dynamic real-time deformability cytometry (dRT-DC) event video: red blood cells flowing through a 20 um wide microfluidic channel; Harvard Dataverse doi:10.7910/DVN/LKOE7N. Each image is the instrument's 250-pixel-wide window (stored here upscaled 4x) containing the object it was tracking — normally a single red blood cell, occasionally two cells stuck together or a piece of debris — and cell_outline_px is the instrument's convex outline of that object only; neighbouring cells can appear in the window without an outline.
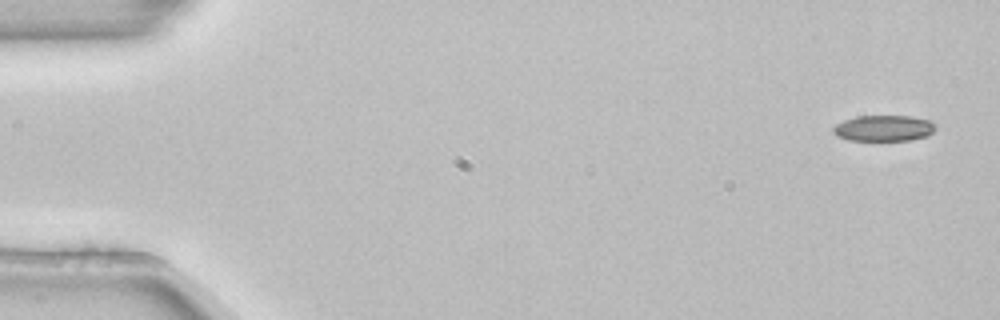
{"species": "common noctule bat (a hibernating species)", "species_latin": "Nyctalus noctula", "temperature_condition": "room temperature", "stored_images_in_passage": 4, "camera_frame_rate_fps": 3000, "um_per_image_px": 0.085, "animal": {"sex": "female", "body_mass_g": 22.7, "forearm_length_mm": 54.2}, "frame": {"image": 1, "passage_image": 1, "time_ms": 0.0, "image_size_px": [1000, 320], "cell_outline_px": [[936, 128], [928, 136], [912, 140], [848, 140], [836, 136], [832, 132], [832, 128], [836, 124], [844, 120], [856, 116], [912, 116], [928, 120], [936, 124]], "centroid_in_image_um": [75.11, 10.9], "position_along_channel_um": 9.9, "area_um2": 15.61}}